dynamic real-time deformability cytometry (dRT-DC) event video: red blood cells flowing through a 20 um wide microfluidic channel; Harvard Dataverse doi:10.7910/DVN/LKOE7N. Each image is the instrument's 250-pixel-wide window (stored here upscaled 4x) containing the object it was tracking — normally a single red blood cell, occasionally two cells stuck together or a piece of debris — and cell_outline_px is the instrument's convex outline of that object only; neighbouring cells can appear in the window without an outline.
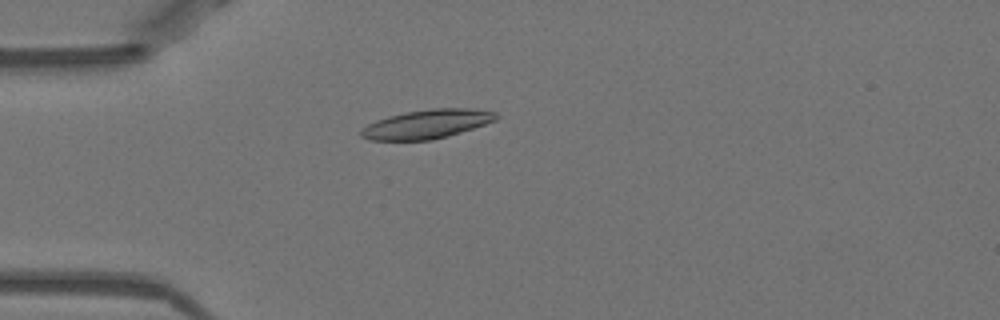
{"species": "Egyptian fruit bat (a non-hibernating species)", "species_latin": "Rousettus aegyptiacus", "temperature_condition": "warm", "stored_images_in_passage": 52, "camera_frame_rate_fps": 3000, "um_per_image_px": 0.085, "animal": {"sex": "female"}, "frame": {"image": 1, "passage_image": 15, "time_ms": 4.667, "image_size_px": [1000, 320], "cell_outline_px": [[496, 120], [448, 136], [432, 140], [368, 140], [360, 136], [360, 132], [368, 124], [376, 120], [388, 116], [408, 112], [432, 108], [472, 108], [496, 112]], "centroid_in_image_um": [36.26, 10.55], "position_along_channel_um": 48.7, "area_um2": 22.54}}
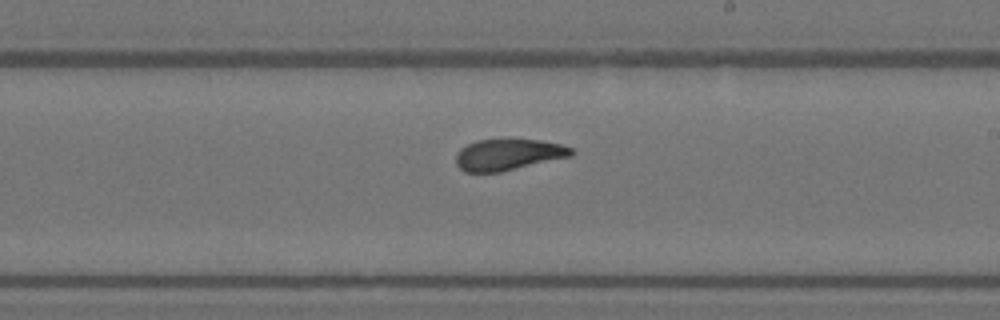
{"frame": {"image": 2, "passage_image": 31, "time_ms": 10.0, "image_size_px": [1000, 320], "cell_outline_px": [[576, 152], [572, 156], [500, 172], [464, 172], [456, 164], [456, 152], [460, 148], [476, 140], [540, 140], [560, 144], [572, 148]], "centroid_in_image_um": [43.2, 13.15], "position_along_channel_um": 245.8, "area_um2": 20.98}}
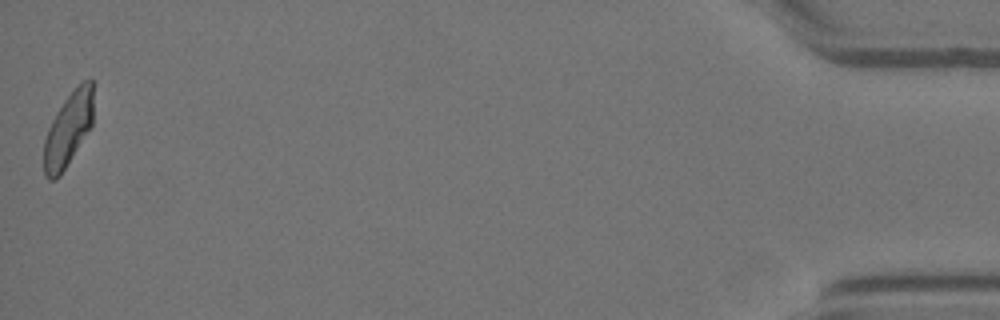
{"frame": {"image": 3, "passage_image": 52, "time_ms": 17.0, "image_size_px": [1000, 320], "cell_outline_px": [[92, 128], [60, 176], [56, 180], [48, 180], [44, 176], [44, 140], [48, 128], [56, 112], [64, 100], [84, 80], [92, 80]], "centroid_in_image_um": [5.78, 11.07], "position_along_channel_um": 429.4, "area_um2": 21.27}, "authors_computed_cell_mechanics": {"area_um2": 22.0507, "velocity_mm_per_s": 3.9614, "shape_relaxation_time_tau1_ms": 6.1667, "shape_relaxation_time_tau2_ms": 1.715, "deformation_change_tau1": 0.2101, "deformation_change_tau2": 0.0499}}